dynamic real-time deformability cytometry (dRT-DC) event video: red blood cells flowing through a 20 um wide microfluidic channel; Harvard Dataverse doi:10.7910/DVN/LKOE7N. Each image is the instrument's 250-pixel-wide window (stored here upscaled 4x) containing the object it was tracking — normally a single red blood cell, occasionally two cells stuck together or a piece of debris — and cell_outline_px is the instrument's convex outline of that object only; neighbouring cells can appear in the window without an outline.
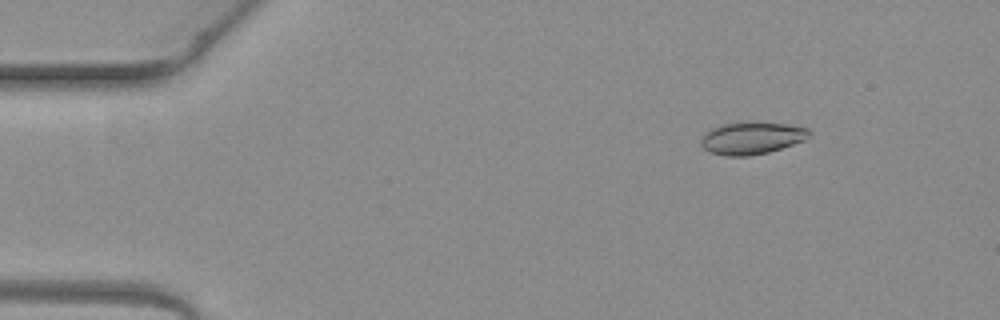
{"species": "common noctule bat (a hibernating species)", "species_latin": "Nyctalus noctula", "temperature_condition": "warm", "stored_images_in_passage": 3, "camera_frame_rate_fps": 3000, "um_per_image_px": 0.085, "animal": {"sex": "female", "body_mass_g": 19.3, "forearm_length_mm": 54.1}, "frame": {"image": 1, "passage_image": 1, "time_ms": 0.0, "image_size_px": [1000, 320], "cell_outline_px": [[812, 136], [804, 140], [768, 152], [748, 156], [728, 156], [712, 152], [704, 148], [700, 144], [700, 136], [704, 132], [712, 128], [724, 124], [788, 124], [808, 128], [812, 132]], "centroid_in_image_um": [63.9, 11.76], "position_along_channel_um": 21.1, "area_um2": 19.83}}